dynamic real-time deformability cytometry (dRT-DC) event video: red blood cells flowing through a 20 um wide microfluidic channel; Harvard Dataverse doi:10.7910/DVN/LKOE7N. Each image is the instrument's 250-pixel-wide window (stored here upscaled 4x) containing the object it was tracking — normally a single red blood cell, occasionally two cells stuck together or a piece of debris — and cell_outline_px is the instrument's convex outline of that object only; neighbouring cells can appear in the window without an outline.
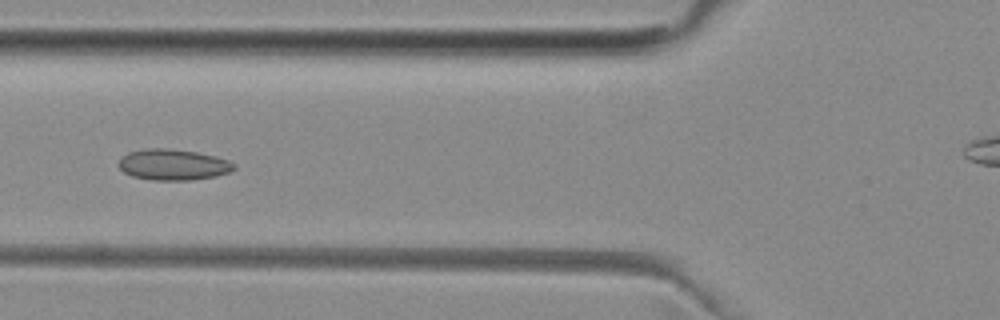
{"species": "common noctule bat (a hibernating species)", "species_latin": "Nyctalus noctula", "temperature_condition": "room temperature", "stored_images_in_passage": 53, "camera_frame_rate_fps": 3000, "um_per_image_px": 0.085, "animal": {"sex": "female", "body_mass_g": 29.2, "forearm_length_mm": 56.3}, "frame": {"image": 1, "passage_image": 20, "time_ms": 6.333, "image_size_px": [1000, 320], "cell_outline_px": [[236, 168], [228, 172], [216, 176], [192, 180], [152, 180], [132, 176], [124, 172], [116, 164], [120, 156], [128, 152], [144, 148], [168, 148], [196, 152], [216, 156], [228, 160], [236, 164]], "centroid_in_image_um": [14.68, 13.99], "position_along_channel_um": 111.1, "area_um2": 21.1}}
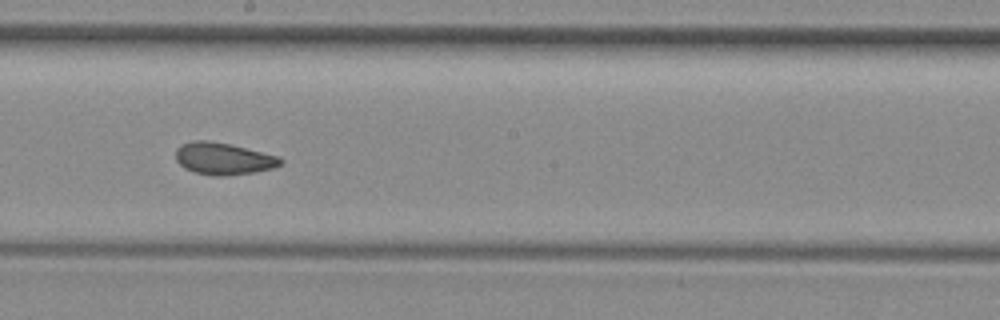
{"frame": {"image": 2, "passage_image": 29, "time_ms": 9.333, "image_size_px": [1000, 320], "cell_outline_px": [[284, 164], [276, 168], [256, 172], [224, 176], [216, 176], [196, 172], [184, 168], [176, 160], [176, 148], [180, 144], [192, 140], [208, 140], [228, 144], [280, 156], [284, 160]], "centroid_in_image_um": [19.03, 13.48], "position_along_channel_um": 229.2, "area_um2": 19.77}}
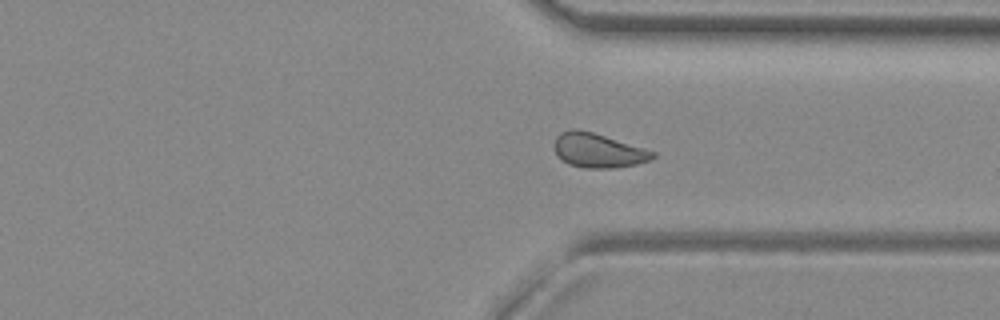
{"frame": {"image": 3, "passage_image": 39, "time_ms": 12.667, "image_size_px": [1000, 320], "cell_outline_px": [[656, 156], [652, 160], [636, 164], [612, 168], [584, 168], [568, 164], [560, 160], [556, 156], [552, 144], [556, 136], [560, 132], [572, 128], [576, 128], [592, 132], [644, 148], [656, 152]], "centroid_in_image_um": [50.78, 12.79], "position_along_channel_um": 360.6, "area_um2": 20.0}, "authors_computed_cell_mechanics": {"area_um2": 20.1722, "velocity_mm_per_s": 3.9486, "shape_relaxation_time_tau1_ms": null, "shape_relaxation_time_tau2_ms": 2.1879, "deformation_change_tau1": null, "deformation_change_tau2": 0.0846}}